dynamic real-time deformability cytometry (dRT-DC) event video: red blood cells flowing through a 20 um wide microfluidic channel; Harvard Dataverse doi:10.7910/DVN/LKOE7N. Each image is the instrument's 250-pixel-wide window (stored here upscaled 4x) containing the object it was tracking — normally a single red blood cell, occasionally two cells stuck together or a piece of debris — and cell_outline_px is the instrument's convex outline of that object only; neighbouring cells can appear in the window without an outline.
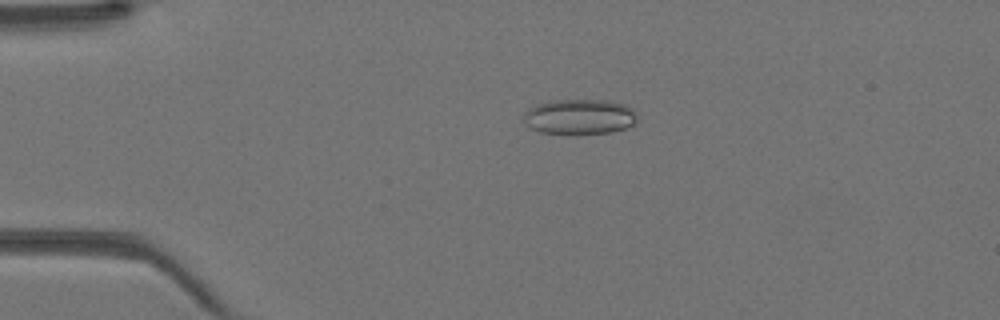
{"species": "Egyptian fruit bat (a non-hibernating species)", "species_latin": "Rousettus aegyptiacus", "temperature_condition": "warm", "stored_images_in_passage": 43, "camera_frame_rate_fps": 3000, "um_per_image_px": 0.085, "animal": {"sex": "female"}, "frame": {"image": 1, "passage_image": 10, "time_ms": 3.0, "image_size_px": [1000, 320], "cell_outline_px": [[636, 120], [632, 124], [624, 128], [612, 132], [572, 136], [568, 136], [540, 132], [524, 124], [524, 112], [528, 108], [536, 104], [548, 100], [608, 100], [628, 104], [636, 112]], "centroid_in_image_um": [49.23, 9.94], "position_along_channel_um": 35.8, "area_um2": 24.16}}
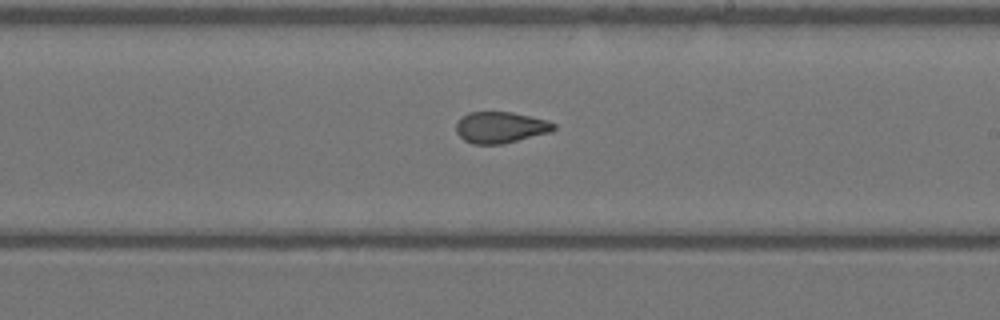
{"frame": {"image": 2, "passage_image": 26, "time_ms": 8.333, "image_size_px": [1000, 320], "cell_outline_px": [[556, 128], [552, 132], [504, 144], [472, 144], [464, 140], [456, 132], [456, 124], [468, 112], [512, 112], [544, 120], [556, 124]], "centroid_in_image_um": [42.55, 10.84], "position_along_channel_um": 246.4, "area_um2": 17.74}}
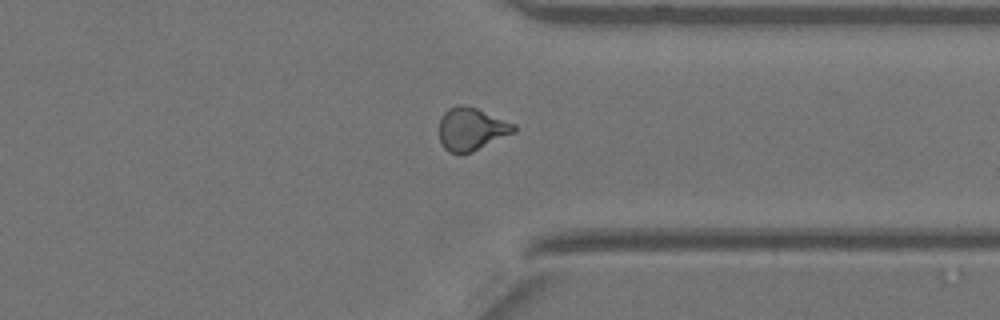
{"frame": {"image": 3, "passage_image": 34, "time_ms": 11.0, "image_size_px": [1000, 320], "cell_outline_px": [[516, 132], [472, 152], [448, 152], [444, 148], [440, 140], [440, 120], [444, 112], [448, 108], [456, 104], [460, 104], [476, 108], [516, 124]], "centroid_in_image_um": [40.09, 10.95], "position_along_channel_um": 371.3, "area_um2": 18.55}}